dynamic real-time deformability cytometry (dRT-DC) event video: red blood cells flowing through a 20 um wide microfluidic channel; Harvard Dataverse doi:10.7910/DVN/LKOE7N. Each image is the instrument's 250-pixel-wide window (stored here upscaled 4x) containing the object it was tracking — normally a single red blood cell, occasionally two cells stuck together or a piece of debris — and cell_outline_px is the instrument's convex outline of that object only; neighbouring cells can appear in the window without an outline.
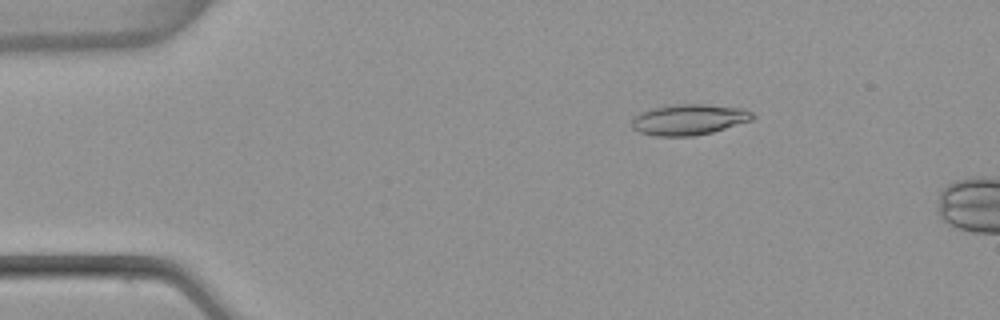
{"species": "common noctule bat (a hibernating species)", "species_latin": "Nyctalus noctula", "temperature_condition": "warm", "stored_images_in_passage": 7, "camera_frame_rate_fps": 3000, "um_per_image_px": 0.085, "animal": {"sex": "female", "body_mass_g": 22.7, "forearm_length_mm": 54.2}, "frame": {"image": 1, "passage_image": 3, "time_ms": 0.667, "image_size_px": [1000, 320], "cell_outline_px": [[756, 116], [752, 120], [712, 132], [692, 136], [656, 136], [640, 132], [632, 128], [632, 120], [640, 112], [652, 108], [676, 104], [704, 104], [744, 108], [752, 112]], "centroid_in_image_um": [58.58, 10.16], "position_along_channel_um": 26.4, "area_um2": 21.62}}
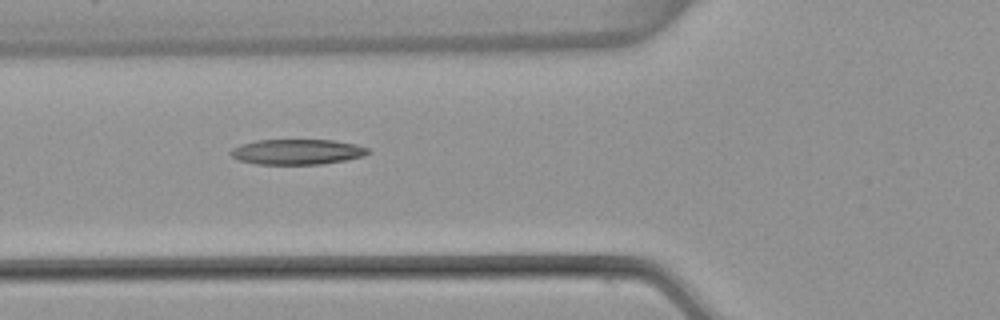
{"frame": {"image": 2, "passage_image": 6, "time_ms": 1.667, "image_size_px": [1000, 320], "cell_outline_px": [[372, 152], [364, 156], [344, 160], [320, 164], [256, 164], [240, 160], [232, 156], [228, 152], [232, 148], [240, 144], [256, 140], [332, 140], [356, 144], [368, 148]], "centroid_in_image_um": [25.25, 12.9], "position_along_channel_um": 100.5, "area_um2": 20.29}}
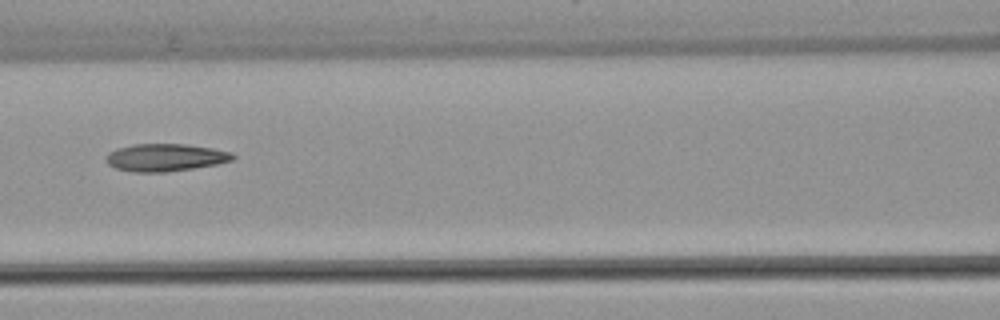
{"frame": {"image": 3, "passage_image": 7, "time_ms": 2.0, "image_size_px": [1000, 320], "cell_outline_px": [[236, 156], [232, 160], [216, 164], [192, 168], [164, 172], [136, 172], [116, 168], [108, 164], [104, 160], [108, 152], [116, 148], [132, 144], [188, 144], [212, 148], [232, 152]], "centroid_in_image_um": [14.03, 13.37], "position_along_channel_um": 152.6, "area_um2": 20.35}}